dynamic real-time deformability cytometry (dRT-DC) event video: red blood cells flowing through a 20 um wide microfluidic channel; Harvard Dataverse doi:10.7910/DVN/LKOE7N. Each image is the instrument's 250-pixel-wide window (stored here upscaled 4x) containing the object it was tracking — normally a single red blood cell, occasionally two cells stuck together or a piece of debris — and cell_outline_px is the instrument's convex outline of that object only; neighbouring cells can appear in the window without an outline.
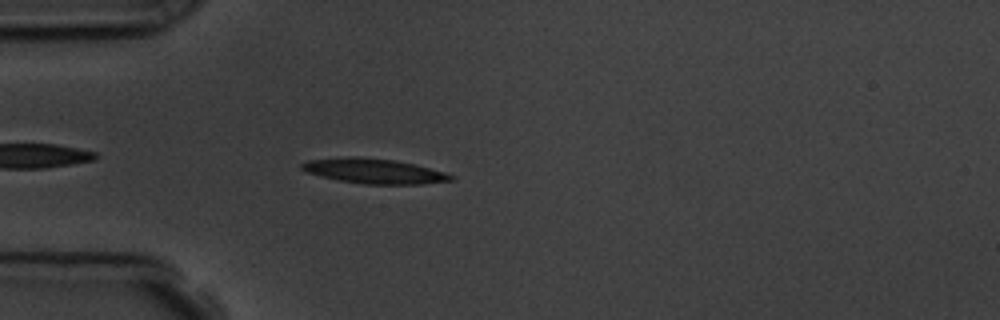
{"species": "common noctule bat (a hibernating species)", "species_latin": "Nyctalus noctula", "temperature_condition": "room temperature", "stored_images_in_passage": 44, "camera_frame_rate_fps": 3000, "um_per_image_px": 0.085, "animal": {"sex": "male", "body_mass_g": 19.5, "forearm_length_mm": 54.6}, "frame": {"image": 1, "passage_image": 4, "time_ms": 1.0, "image_size_px": [1000, 320], "cell_outline_px": [[456, 180], [420, 184], [364, 184], [340, 180], [320, 176], [304, 172], [300, 168], [300, 164], [308, 160], [344, 156], [356, 156], [396, 160], [444, 172], [456, 176]], "centroid_in_image_um": [31.76, 14.53], "position_along_channel_um": 53.2, "area_um2": 21.79}}
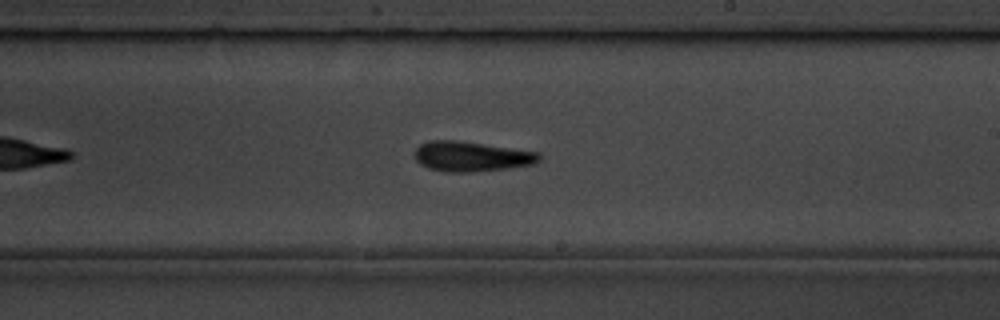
{"frame": {"image": 2, "passage_image": 21, "time_ms": 6.667, "image_size_px": [1000, 320], "cell_outline_px": [[540, 160], [536, 164], [508, 168], [472, 172], [448, 172], [428, 168], [420, 164], [416, 160], [416, 148], [420, 144], [428, 140], [456, 140], [540, 152]], "centroid_in_image_um": [40.08, 13.3], "position_along_channel_um": 248.9, "area_um2": 21.79}}
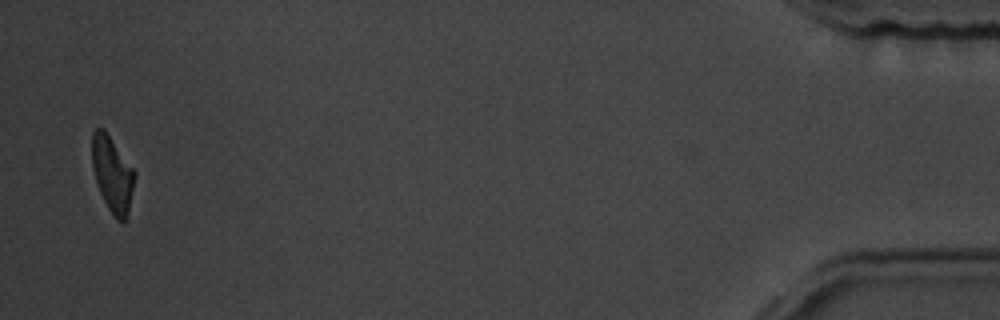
{"frame": {"image": 3, "passage_image": 43, "time_ms": 14.0, "image_size_px": [1000, 320], "cell_outline_px": [[136, 176], [128, 216], [124, 224], [116, 220], [108, 208], [100, 192], [92, 168], [92, 132], [96, 128], [104, 128], [136, 172]], "centroid_in_image_um": [9.57, 14.83], "position_along_channel_um": 425.6, "area_um2": 19.02}, "authors_computed_cell_mechanics": {"area_um2": 20.8369, "velocity_mm_per_s": 3.6128, "shape_relaxation_time_tau1_ms": 3.2093, "shape_relaxation_time_tau2_ms": 5.3443, "deformation_change_tau1": 0.1934, "deformation_change_tau2": 0.1685}}